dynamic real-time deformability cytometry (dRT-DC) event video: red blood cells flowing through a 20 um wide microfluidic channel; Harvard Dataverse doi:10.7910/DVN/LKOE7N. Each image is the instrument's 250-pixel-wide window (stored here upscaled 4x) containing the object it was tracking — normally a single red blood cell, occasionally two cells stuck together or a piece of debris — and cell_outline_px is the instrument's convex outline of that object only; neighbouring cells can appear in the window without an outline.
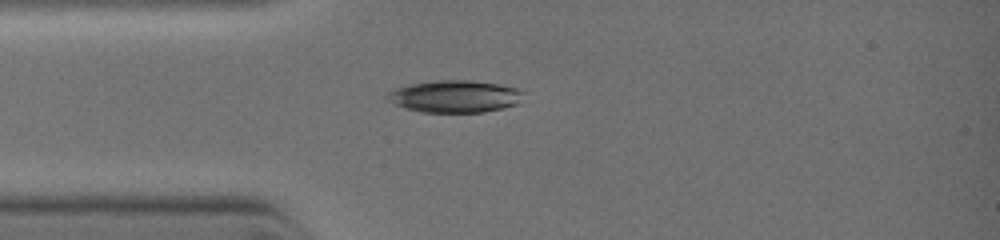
{"species": "common noctule bat (a hibernating species)", "species_latin": "Nyctalus noctula", "temperature_condition": "warm", "stored_images_in_passage": 5, "camera_frame_rate_fps": 3000, "um_per_image_px": 0.085, "animal": {"sex": "female", "body_mass_g": 19.0, "forearm_length_mm": 51.5}, "frame": {"image": 1, "passage_image": 1, "time_ms": 0.0, "image_size_px": [1000, 240], "cell_outline_px": [[524, 92], [520, 104], [504, 108], [484, 112], [420, 112], [404, 108], [388, 100], [388, 92], [392, 88], [412, 84], [436, 80], [472, 80], [520, 88]], "centroid_in_image_um": [38.7, 8.19], "position_along_channel_um": 46.3, "area_um2": 25.72}}